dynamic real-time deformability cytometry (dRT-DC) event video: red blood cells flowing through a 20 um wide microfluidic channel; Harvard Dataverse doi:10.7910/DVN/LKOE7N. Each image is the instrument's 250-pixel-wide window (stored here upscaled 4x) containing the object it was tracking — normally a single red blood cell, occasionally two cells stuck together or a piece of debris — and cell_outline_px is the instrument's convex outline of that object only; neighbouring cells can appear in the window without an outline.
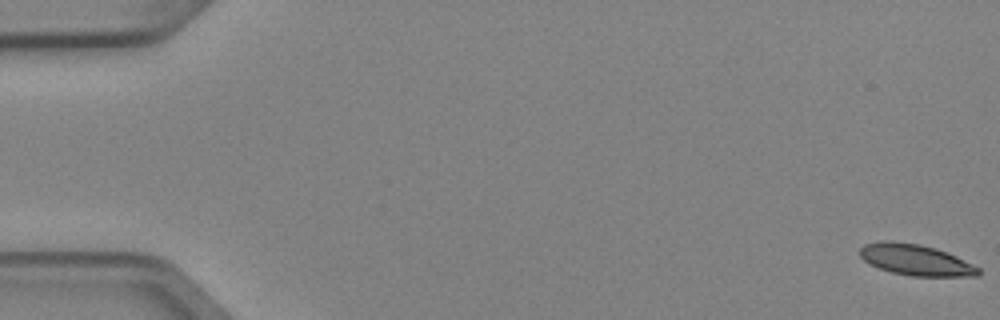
{"species": "Egyptian fruit bat (a non-hibernating species)", "species_latin": "Rousettus aegyptiacus", "temperature_condition": "cold", "stored_images_in_passage": 5, "segment_of_instrument_passage": [2, 2], "camera_frame_rate_fps": 3000, "um_per_image_px": 0.085, "animal": {"sex": "female"}, "frame": {"image": 1, "passage_image": 5, "time_ms": 1.333, "image_size_px": [1000, 320], "cell_outline_px": [[980, 272], [976, 276], [912, 276], [892, 272], [868, 264], [860, 256], [860, 248], [864, 244], [884, 240], [892, 240], [920, 244], [936, 248], [948, 252], [980, 268]], "centroid_in_image_um": [77.81, 22.07], "position_along_channel_um": 7.2, "area_um2": 21.5}}